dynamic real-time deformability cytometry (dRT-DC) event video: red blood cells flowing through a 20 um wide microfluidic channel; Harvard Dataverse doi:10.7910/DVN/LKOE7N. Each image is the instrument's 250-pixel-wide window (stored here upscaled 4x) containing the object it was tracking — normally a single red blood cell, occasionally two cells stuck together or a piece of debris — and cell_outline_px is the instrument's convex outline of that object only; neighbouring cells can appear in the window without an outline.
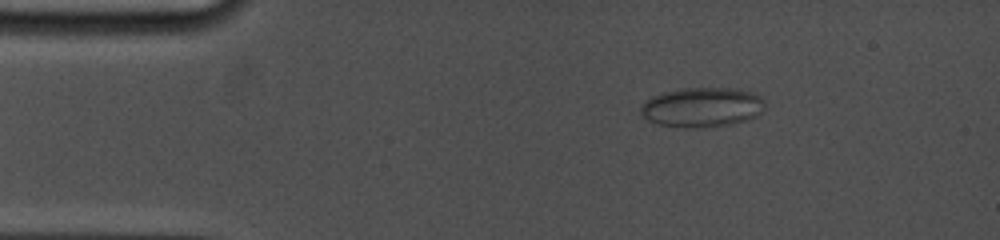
{"species": "common noctule bat (a hibernating species)", "species_latin": "Nyctalus noctula", "temperature_condition": "cold", "stored_images_in_passage": 39, "camera_frame_rate_fps": 5000, "um_per_image_px": 0.085, "animal": {"sex": "female", "body_mass_g": 19.0, "forearm_length_mm": 53.3}, "frame": {"image": 1, "passage_image": 3, "time_ms": 1.0, "image_size_px": [1000, 240], "cell_outline_px": [[764, 104], [760, 112], [756, 116], [732, 124], [704, 128], [684, 128], [656, 124], [648, 120], [640, 112], [640, 108], [652, 96], [664, 92], [680, 88], [736, 88], [752, 92], [760, 96], [764, 100]], "centroid_in_image_um": [59.67, 9.12], "position_along_channel_um": 25.3, "area_um2": 28.78}}
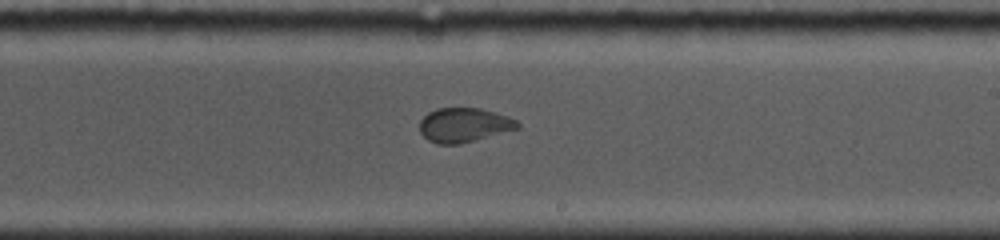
{"frame": {"image": 2, "passage_image": 18, "time_ms": 8.4, "image_size_px": [1000, 240], "cell_outline_px": [[520, 128], [476, 140], [460, 144], [436, 144], [428, 140], [420, 132], [420, 120], [428, 112], [436, 108], [480, 108], [516, 120], [520, 124]], "centroid_in_image_um": [39.41, 10.64], "position_along_channel_um": 249.6, "area_um2": 19.48}}
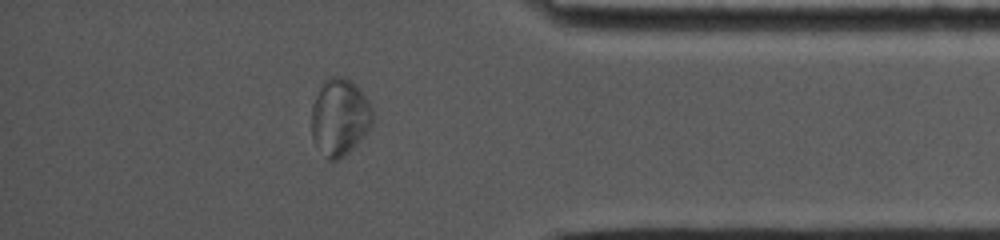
{"frame": {"image": 3, "passage_image": 32, "time_ms": 12.8, "image_size_px": [1000, 240], "cell_outline_px": [[372, 128], [348, 152], [336, 160], [328, 160], [312, 140], [312, 104], [324, 80], [332, 76], [344, 76], [368, 100], [372, 108]], "centroid_in_image_um": [28.86, 9.97], "position_along_channel_um": 406.3, "area_um2": 27.05}}